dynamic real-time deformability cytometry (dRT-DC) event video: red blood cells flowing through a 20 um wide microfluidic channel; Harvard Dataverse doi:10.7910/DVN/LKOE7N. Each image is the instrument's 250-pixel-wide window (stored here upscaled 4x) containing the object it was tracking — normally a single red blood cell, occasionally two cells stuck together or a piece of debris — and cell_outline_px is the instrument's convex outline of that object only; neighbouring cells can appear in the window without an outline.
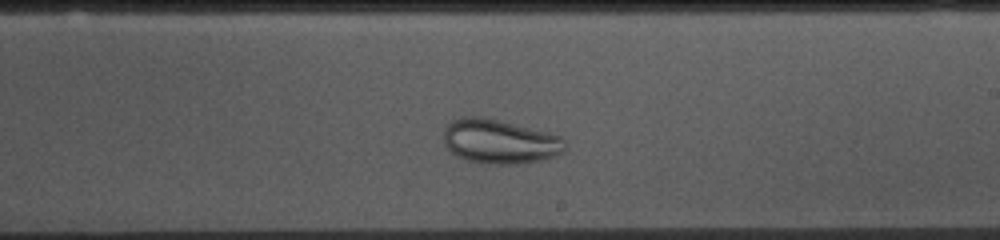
{"species": "common noctule bat (a hibernating species)", "species_latin": "Nyctalus noctula", "temperature_condition": "cold", "stored_images_in_passage": 34, "camera_frame_rate_fps": 3000, "um_per_image_px": 0.085, "animal": {"sex": "female", "body_mass_g": 10.0, "forearm_length_mm": 53.1}, "frame": {"image": 1, "passage_image": 21, "time_ms": 6.667, "image_size_px": [1000, 240], "cell_outline_px": [[564, 152], [540, 160], [524, 164], [484, 164], [468, 160], [456, 156], [444, 144], [444, 128], [452, 120], [464, 116], [484, 116], [548, 132], [560, 136], [564, 140]], "centroid_in_image_um": [42.45, 12.02], "position_along_channel_um": 246.6, "area_um2": 31.5}}
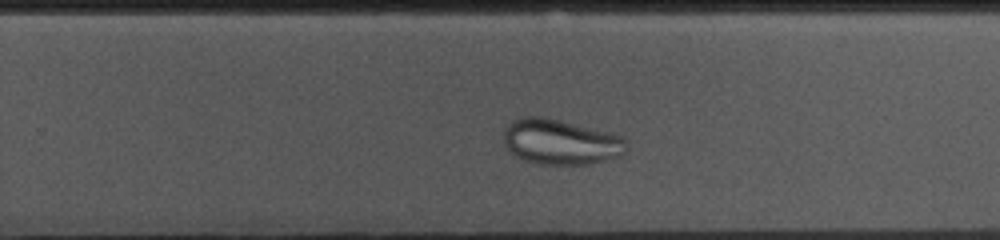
{"frame": {"image": 2, "passage_image": 24, "time_ms": 7.667, "image_size_px": [1000, 240], "cell_outline_px": [[628, 148], [620, 156], [588, 164], [540, 164], [524, 160], [516, 156], [504, 148], [504, 128], [512, 120], [524, 116], [540, 116], [560, 120], [612, 132], [624, 136], [628, 144]], "centroid_in_image_um": [47.66, 12.05], "position_along_channel_um": 282.1, "area_um2": 32.83}}
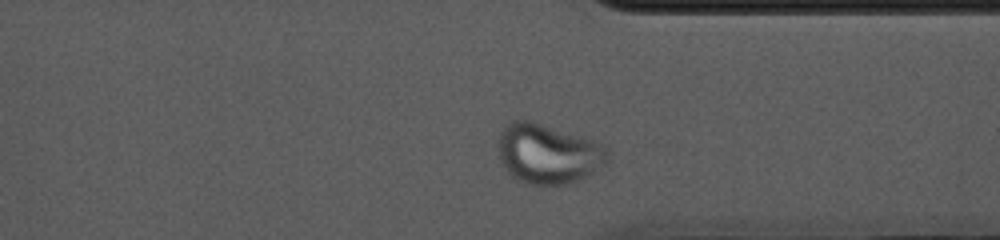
{"frame": {"image": 3, "passage_image": 31, "time_ms": 10.0, "image_size_px": [1000, 240], "cell_outline_px": [[612, 160], [608, 164], [576, 180], [564, 184], [544, 188], [536, 188], [512, 176], [504, 168], [500, 160], [496, 148], [496, 140], [504, 124], [512, 120], [532, 120], [604, 144], [612, 152]], "centroid_in_image_um": [46.57, 13.08], "position_along_channel_um": 364.8, "area_um2": 39.42}}